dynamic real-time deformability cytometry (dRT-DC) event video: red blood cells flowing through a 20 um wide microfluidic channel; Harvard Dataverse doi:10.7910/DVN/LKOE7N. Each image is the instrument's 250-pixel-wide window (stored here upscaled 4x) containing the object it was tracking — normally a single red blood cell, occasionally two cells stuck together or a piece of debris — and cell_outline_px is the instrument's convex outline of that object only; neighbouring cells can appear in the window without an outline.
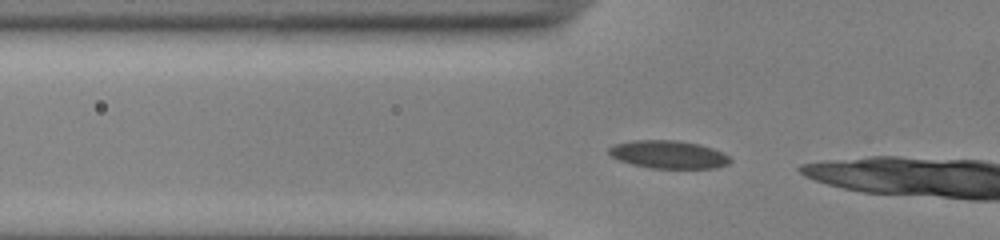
{"species": "common noctule bat (a hibernating species)", "species_latin": "Nyctalus noctula", "temperature_condition": "cold", "stored_images_in_passage": 5, "camera_frame_rate_fps": 3000, "um_per_image_px": 0.085, "animal": {"sex": "male", "body_mass_g": 13.0, "forearm_length_mm": 53.1}, "frame": {"image": 1, "passage_image": 2, "time_ms": 0.333, "image_size_px": [1000, 240], "cell_outline_px": [[732, 160], [728, 164], [716, 168], [652, 168], [632, 164], [620, 160], [612, 156], [608, 152], [608, 148], [616, 144], [632, 140], [680, 140], [700, 144], [724, 152], [732, 156]], "centroid_in_image_um": [56.89, 13.12], "position_along_channel_um": 68.9, "area_um2": 19.88}}